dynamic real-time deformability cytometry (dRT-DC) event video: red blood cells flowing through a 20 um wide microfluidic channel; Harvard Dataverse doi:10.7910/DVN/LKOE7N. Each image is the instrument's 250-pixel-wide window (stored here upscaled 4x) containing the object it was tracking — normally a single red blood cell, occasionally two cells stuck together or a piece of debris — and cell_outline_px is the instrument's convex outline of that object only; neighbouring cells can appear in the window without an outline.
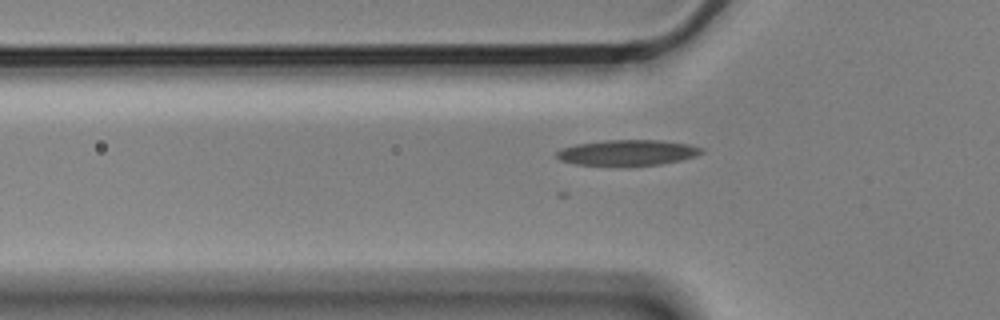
{"species": "Egyptian fruit bat (a non-hibernating species)", "species_latin": "Rousettus aegyptiacus", "temperature_condition": "cold", "stored_images_in_passage": 5, "camera_frame_rate_fps": 3000, "um_per_image_px": 0.085, "animal": {"sex": "male"}, "frame": {"image": 1, "passage_image": 5, "time_ms": 1.333, "image_size_px": [1000, 320], "cell_outline_px": [[704, 152], [696, 156], [680, 160], [660, 164], [628, 168], [576, 164], [560, 160], [556, 156], [556, 152], [564, 148], [576, 144], [608, 140], [660, 140], [688, 144], [704, 148]], "centroid_in_image_um": [53.36, 13.01], "position_along_channel_um": 72.4, "area_um2": 22.25}}